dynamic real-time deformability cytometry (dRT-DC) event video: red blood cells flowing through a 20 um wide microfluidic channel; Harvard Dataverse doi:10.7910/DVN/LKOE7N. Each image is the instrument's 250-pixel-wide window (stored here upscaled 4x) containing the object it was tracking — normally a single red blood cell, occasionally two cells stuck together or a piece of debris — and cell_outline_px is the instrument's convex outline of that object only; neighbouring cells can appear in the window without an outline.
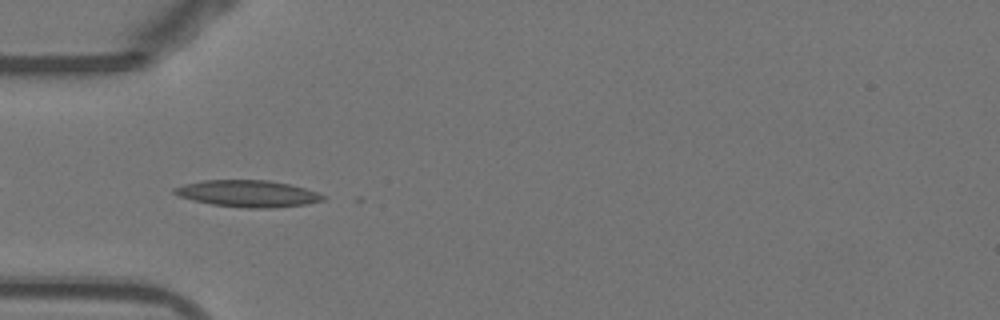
{"species": "Egyptian fruit bat (a non-hibernating species)", "species_latin": "Rousettus aegyptiacus", "temperature_condition": "warm", "stored_images_in_passage": 38, "camera_frame_rate_fps": 3000, "um_per_image_px": 0.085, "animal": {"sex": "female"}, "frame": {"image": 1, "passage_image": 2, "time_ms": 0.333, "image_size_px": [1000, 320], "cell_outline_px": [[328, 196], [324, 200], [308, 204], [272, 208], [248, 208], [212, 204], [192, 200], [180, 196], [172, 192], [172, 188], [184, 184], [204, 180], [268, 180], [288, 184], [304, 188]], "centroid_in_image_um": [21.08, 16.46], "position_along_channel_um": 63.9, "area_um2": 23.12}}
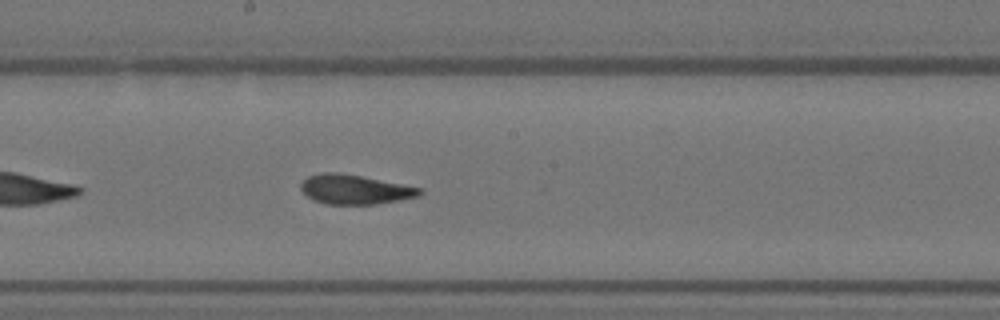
{"frame": {"image": 2, "passage_image": 14, "time_ms": 4.333, "image_size_px": [1000, 320], "cell_outline_px": [[424, 192], [420, 196], [400, 200], [376, 204], [324, 204], [312, 200], [300, 188], [300, 184], [308, 176], [320, 172], [340, 172], [420, 188]], "centroid_in_image_um": [30.13, 16.1], "position_along_channel_um": 218.1, "area_um2": 20.35}}
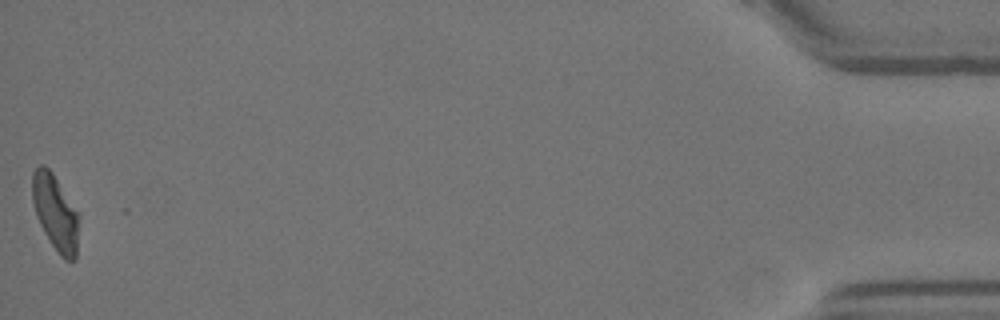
{"frame": {"image": 3, "passage_image": 38, "time_ms": 12.333, "image_size_px": [1000, 320], "cell_outline_px": [[76, 260], [64, 260], [60, 256], [44, 232], [36, 216], [32, 200], [32, 172], [40, 164], [44, 164], [52, 172], [76, 212]], "centroid_in_image_um": [4.63, 18.05], "position_along_channel_um": 430.6, "area_um2": 19.71}, "authors_computed_cell_mechanics": {"area_um2": 20.7213, "velocity_mm_per_s": 3.8613, "shape_relaxation_time_tau1_ms": 11.3305, "shape_relaxation_time_tau2_ms": 1.7995, "deformation_change_tau1": 0.2816, "deformation_change_tau2": 0.0948}}